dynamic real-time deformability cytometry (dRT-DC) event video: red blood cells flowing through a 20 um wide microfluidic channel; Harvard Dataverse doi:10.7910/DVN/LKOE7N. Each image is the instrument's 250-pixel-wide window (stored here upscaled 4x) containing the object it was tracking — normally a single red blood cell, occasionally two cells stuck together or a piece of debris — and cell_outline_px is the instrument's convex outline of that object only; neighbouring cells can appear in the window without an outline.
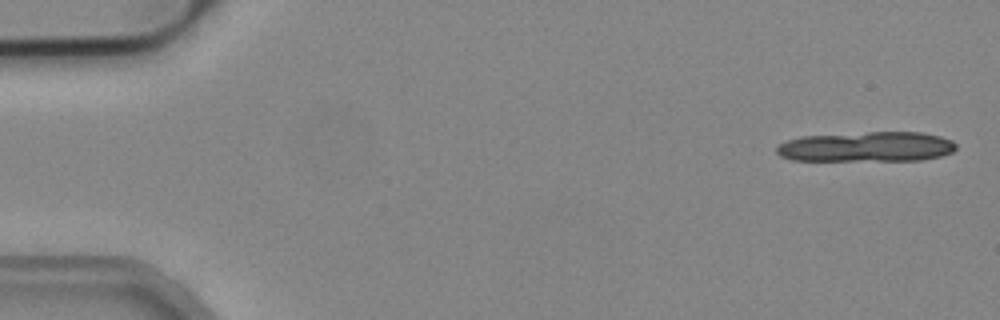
{"species": "common noctule bat (a hibernating species)", "species_latin": "Nyctalus noctula", "temperature_condition": "cold", "stored_images_in_passage": 3, "camera_frame_rate_fps": 3000, "um_per_image_px": 0.085, "animal": {"sex": "male", "body_mass_g": 19.2, "forearm_length_mm": 51.8}, "frame": {"image": 1, "passage_image": 1, "time_ms": 0.0, "image_size_px": [1000, 320], "cell_outline_px": [[956, 148], [952, 152], [940, 156], [920, 160], [792, 160], [780, 156], [776, 152], [776, 148], [780, 144], [788, 140], [804, 136], [868, 132], [920, 132], [940, 136], [952, 140], [956, 144]], "centroid_in_image_um": [73.68, 12.47], "position_along_channel_um": 11.3, "area_um2": 31.27}}